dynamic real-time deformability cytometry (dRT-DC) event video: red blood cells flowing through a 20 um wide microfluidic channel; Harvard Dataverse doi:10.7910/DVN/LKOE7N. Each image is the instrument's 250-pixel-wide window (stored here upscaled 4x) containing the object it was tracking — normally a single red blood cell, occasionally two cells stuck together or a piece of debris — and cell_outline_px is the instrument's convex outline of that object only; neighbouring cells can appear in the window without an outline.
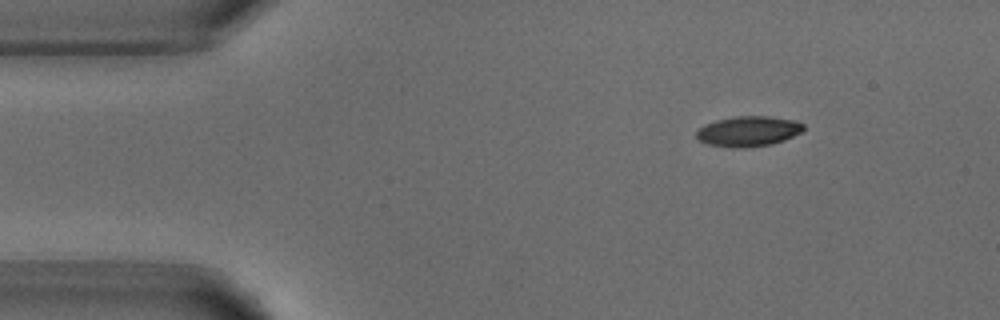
{"species": "common noctule bat (a hibernating species)", "species_latin": "Nyctalus noctula", "temperature_condition": "warm", "stored_images_in_passage": 47, "camera_frame_rate_fps": 3000, "um_per_image_px": 0.085, "animal": {"sex": "male", "body_mass_g": 18.8}, "frame": {"image": 1, "passage_image": 1, "time_ms": 0.0, "image_size_px": [1000, 320], "cell_outline_px": [[804, 128], [800, 132], [784, 140], [772, 144], [748, 148], [736, 148], [708, 144], [700, 140], [696, 136], [696, 132], [704, 124], [716, 120], [736, 116], [768, 116], [796, 120], [804, 124]], "centroid_in_image_um": [63.61, 11.16], "position_along_channel_um": 21.4, "area_um2": 18.9}}
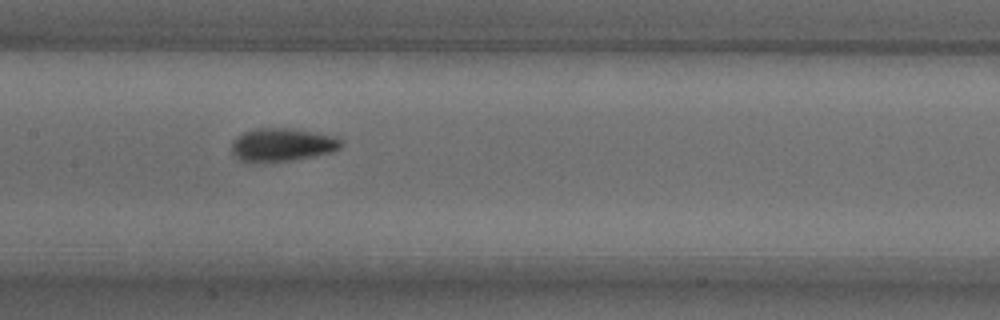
{"frame": {"image": 2, "passage_image": 19, "time_ms": 6.0, "image_size_px": [1000, 320], "cell_outline_px": [[344, 144], [340, 148], [332, 152], [292, 160], [248, 164], [240, 160], [232, 152], [232, 140], [236, 136], [244, 132], [256, 128], [288, 128], [336, 136]], "centroid_in_image_um": [23.94, 12.32], "position_along_channel_um": 183.5, "area_um2": 21.39}}
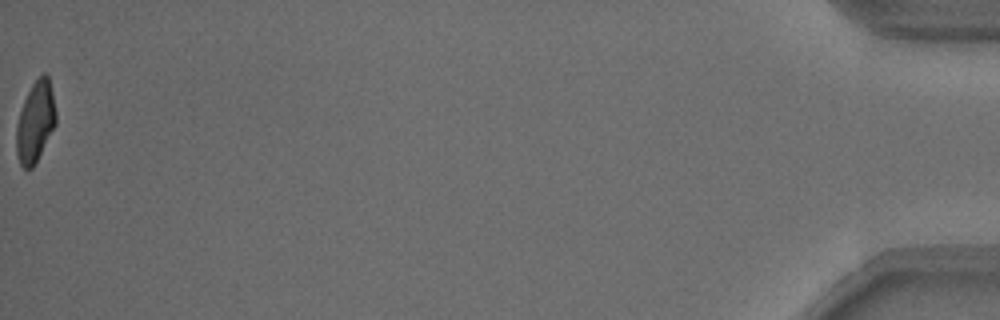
{"frame": {"image": 3, "passage_image": 47, "time_ms": 15.333, "image_size_px": [1000, 320], "cell_outline_px": [[56, 124], [32, 168], [24, 168], [20, 164], [16, 152], [16, 124], [24, 100], [32, 84], [44, 72], [48, 76], [52, 92], [56, 112]], "centroid_in_image_um": [3.0, 10.35], "position_along_channel_um": 432.2, "area_um2": 18.32}, "authors_computed_cell_mechanics": {"area_um2": 19.8254, "velocity_mm_per_s": 3.7987, "shape_relaxation_time_tau1_ms": 2.9851, "shape_relaxation_time_tau2_ms": 1.5117, "deformation_change_tau1": 0.1451, "deformation_change_tau2": 0.068}}